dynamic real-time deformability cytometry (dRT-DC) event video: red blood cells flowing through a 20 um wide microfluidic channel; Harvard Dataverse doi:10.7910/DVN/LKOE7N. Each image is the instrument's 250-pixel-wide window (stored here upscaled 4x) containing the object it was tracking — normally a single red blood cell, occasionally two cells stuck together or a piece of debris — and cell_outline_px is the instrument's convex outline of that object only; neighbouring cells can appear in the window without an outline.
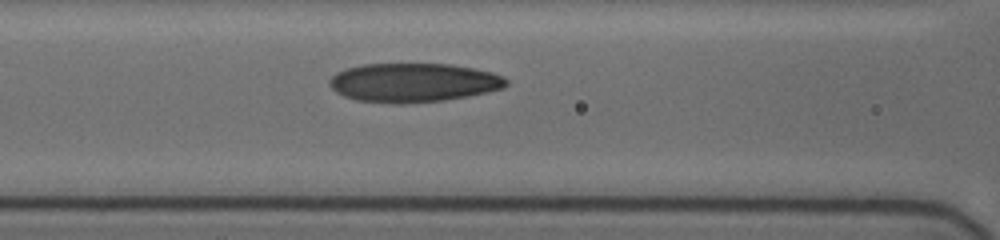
{"species": "human", "species_latin": "Homo sapiens", "temperature_condition": "cold", "stored_images_in_passage": 20, "camera_frame_rate_fps": 3000, "um_per_image_px": 0.085, "donor": {"sex": "female"}, "frame": {"image": 1, "passage_image": 4, "time_ms": 1.667, "image_size_px": [1000, 240], "cell_outline_px": [[508, 84], [504, 88], [468, 96], [444, 100], [404, 104], [396, 104], [356, 100], [344, 96], [336, 92], [328, 84], [328, 80], [336, 72], [344, 68], [364, 64], [448, 64], [472, 68], [492, 72], [504, 76], [508, 80]], "centroid_in_image_um": [35.12, 7.02], "position_along_channel_um": 131.5, "area_um2": 40.34}}
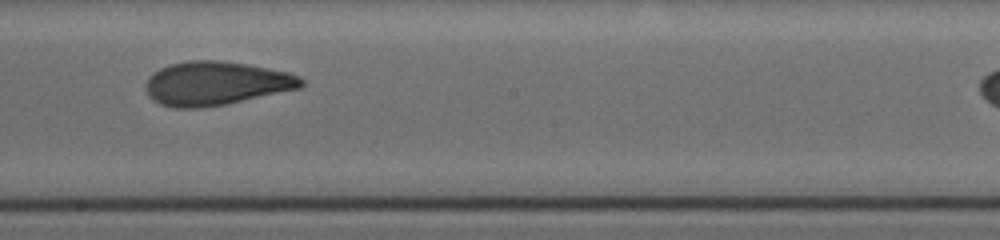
{"frame": {"image": 2, "passage_image": 10, "time_ms": 4.333, "image_size_px": [1000, 240], "cell_outline_px": [[304, 84], [300, 88], [228, 104], [204, 108], [176, 108], [160, 104], [152, 100], [148, 96], [144, 88], [144, 84], [148, 76], [152, 72], [168, 64], [188, 60], [216, 60], [244, 64], [288, 72], [300, 76], [304, 80]], "centroid_in_image_um": [18.3, 7.1], "position_along_channel_um": 229.9, "area_um2": 40.06}}
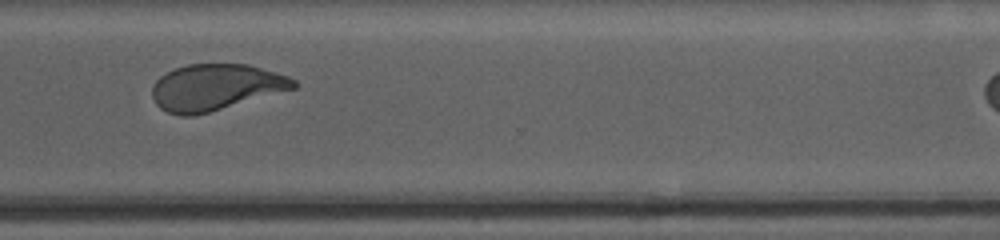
{"frame": {"image": 3, "passage_image": 19, "time_ms": 7.667, "image_size_px": [1000, 240], "cell_outline_px": [[296, 88], [208, 112], [192, 116], [180, 116], [168, 112], [160, 108], [156, 104], [152, 96], [152, 88], [156, 80], [160, 76], [176, 68], [188, 64], [248, 64], [276, 72], [288, 76], [296, 80]], "centroid_in_image_um": [18.32, 7.41], "position_along_channel_um": 352.3, "area_um2": 37.86}}